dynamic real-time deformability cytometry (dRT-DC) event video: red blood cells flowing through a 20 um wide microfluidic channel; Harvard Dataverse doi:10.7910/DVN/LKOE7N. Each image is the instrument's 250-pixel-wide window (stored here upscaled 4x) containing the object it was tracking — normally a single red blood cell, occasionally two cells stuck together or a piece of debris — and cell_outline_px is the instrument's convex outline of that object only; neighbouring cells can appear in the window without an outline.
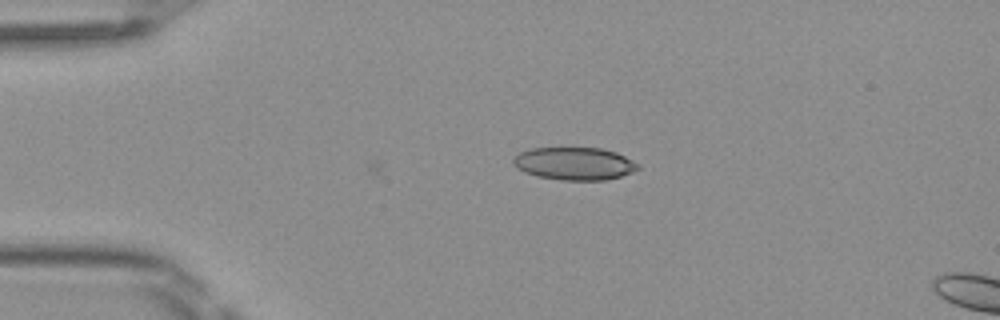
{"species": "Egyptian fruit bat (a non-hibernating species)", "species_latin": "Rousettus aegyptiacus", "temperature_condition": "room temperature", "stored_images_in_passage": 16, "camera_frame_rate_fps": 3000, "um_per_image_px": 0.085, "frame": {"image": 1, "passage_image": 16, "time_ms": 5.0, "image_size_px": [1000, 320], "cell_outline_px": [[640, 168], [632, 172], [620, 176], [604, 180], [560, 180], [536, 176], [524, 172], [516, 168], [512, 164], [512, 160], [520, 152], [528, 148], [600, 148], [616, 152], [640, 164]], "centroid_in_image_um": [48.8, 13.91], "position_along_channel_um": 36.2, "area_um2": 23.87}}